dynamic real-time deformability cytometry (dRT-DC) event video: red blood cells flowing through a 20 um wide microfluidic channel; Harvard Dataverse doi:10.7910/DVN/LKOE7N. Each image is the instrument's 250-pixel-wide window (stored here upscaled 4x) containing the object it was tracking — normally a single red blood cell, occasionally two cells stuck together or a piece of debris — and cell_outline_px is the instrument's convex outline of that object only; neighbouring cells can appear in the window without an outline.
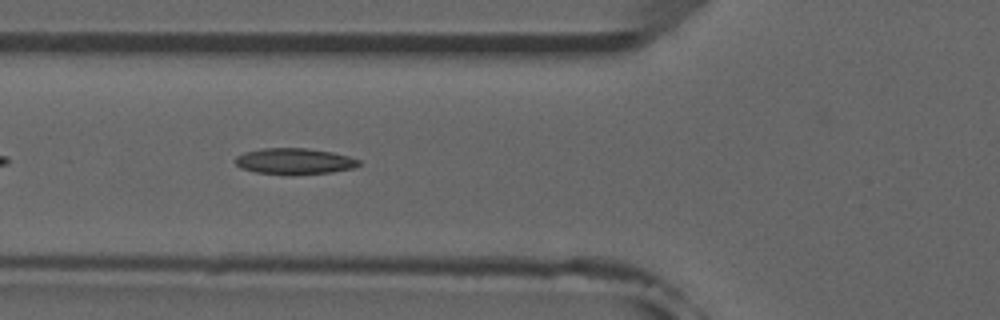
{"species": "common noctule bat (a hibernating species)", "species_latin": "Nyctalus noctula", "temperature_condition": "room temperature", "stored_images_in_passage": 39, "camera_frame_rate_fps": 3000, "um_per_image_px": 0.085, "animal": {"sex": "male", "forearm_length_mm": 52.5}, "frame": {"image": 1, "passage_image": 6, "time_ms": 1.667, "image_size_px": [1000, 320], "cell_outline_px": [[360, 164], [356, 168], [332, 172], [292, 176], [284, 176], [256, 172], [240, 168], [236, 164], [236, 156], [244, 152], [264, 148], [308, 148], [332, 152], [348, 156], [360, 160]], "centroid_in_image_um": [25.04, 13.73], "position_along_channel_um": 100.8, "area_um2": 19.25}}
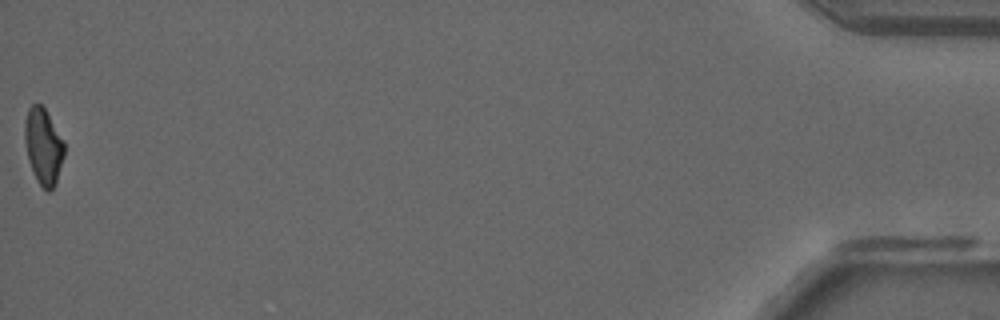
{"frame": {"image": 2, "passage_image": 39, "time_ms": 12.667, "image_size_px": [1000, 320], "cell_outline_px": [[64, 156], [56, 184], [48, 192], [36, 180], [28, 156], [24, 140], [24, 120], [28, 108], [32, 104], [40, 104], [44, 108], [64, 140]], "centroid_in_image_um": [3.69, 12.42], "position_along_channel_um": 431.5, "area_um2": 17.46}, "authors_computed_cell_mechanics": {"area_um2": 18.2648, "velocity_mm_per_s": 3.925, "shape_relaxation_time_tau1_ms": null, "shape_relaxation_time_tau2_ms": 4.0065, "deformation_change_tau1": null, "deformation_change_tau2": 0.1279}}